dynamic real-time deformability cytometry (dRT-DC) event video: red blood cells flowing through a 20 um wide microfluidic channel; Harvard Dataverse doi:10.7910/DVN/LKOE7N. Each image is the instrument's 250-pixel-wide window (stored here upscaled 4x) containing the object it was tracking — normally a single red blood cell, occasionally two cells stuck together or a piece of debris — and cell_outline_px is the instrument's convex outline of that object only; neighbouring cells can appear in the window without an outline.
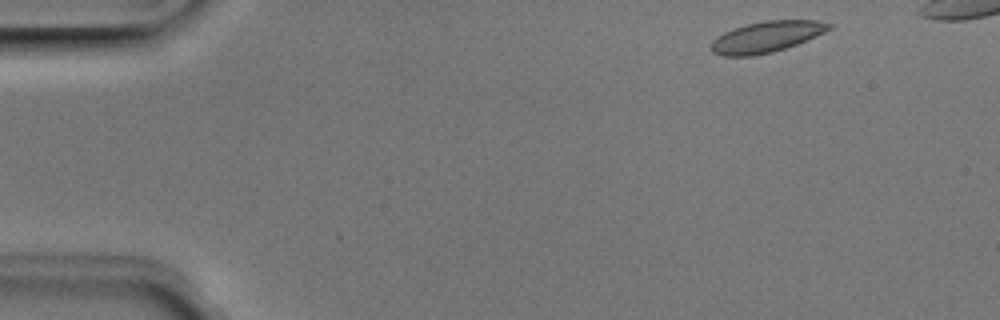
{"species": "Egyptian fruit bat (a non-hibernating species)", "species_latin": "Rousettus aegyptiacus", "temperature_condition": "room temperature", "stored_images_in_passage": 4, "camera_frame_rate_fps": 3000, "um_per_image_px": 0.085, "animal": {"sex": "male"}, "frame": {"image": 1, "passage_image": 1, "time_ms": 0.0, "image_size_px": [1000, 320], "cell_outline_px": [[832, 28], [824, 32], [796, 44], [772, 52], [752, 56], [724, 56], [712, 52], [712, 40], [724, 32], [732, 28], [764, 20], [816, 20], [832, 24]], "centroid_in_image_um": [65.13, 3.12], "position_along_channel_um": 19.9, "area_um2": 21.1}}